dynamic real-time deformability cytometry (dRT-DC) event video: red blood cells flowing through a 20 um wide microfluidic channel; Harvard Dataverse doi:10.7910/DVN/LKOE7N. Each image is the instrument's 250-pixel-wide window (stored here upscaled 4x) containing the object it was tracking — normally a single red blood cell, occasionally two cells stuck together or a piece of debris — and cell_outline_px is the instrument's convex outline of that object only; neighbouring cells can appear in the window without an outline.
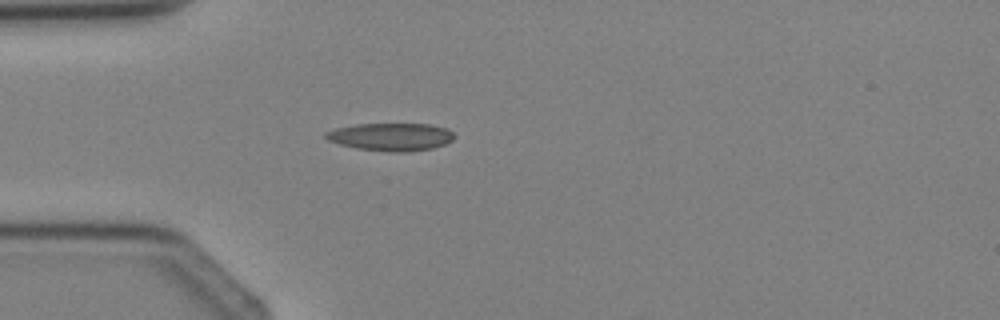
{"species": "Egyptian fruit bat (a non-hibernating species)", "species_latin": "Rousettus aegyptiacus", "temperature_condition": "cold", "stored_images_in_passage": 1, "camera_frame_rate_fps": 3000, "um_per_image_px": 0.085, "animal": {"sex": "female"}, "frame": {"image": 1, "passage_image": 1, "time_ms": 0.0, "image_size_px": [1000, 320], "cell_outline_px": [[452, 140], [444, 144], [432, 148], [408, 152], [388, 152], [356, 148], [340, 144], [328, 140], [324, 136], [324, 132], [336, 128], [356, 124], [428, 124], [448, 128], [452, 132]], "centroid_in_image_um": [33.2, 11.63], "position_along_channel_um": 51.8, "area_um2": 20.75}}